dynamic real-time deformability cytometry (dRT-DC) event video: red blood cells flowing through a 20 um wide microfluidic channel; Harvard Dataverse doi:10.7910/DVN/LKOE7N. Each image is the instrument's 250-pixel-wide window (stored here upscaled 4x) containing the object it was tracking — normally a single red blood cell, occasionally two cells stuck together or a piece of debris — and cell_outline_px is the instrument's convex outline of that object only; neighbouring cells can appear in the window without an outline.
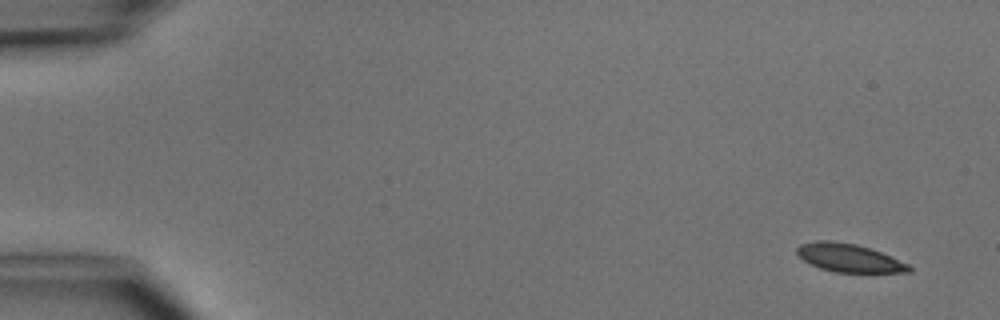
{"species": "common noctule bat (a hibernating species)", "species_latin": "Nyctalus noctula", "temperature_condition": "cold", "stored_images_in_passage": 6, "camera_frame_rate_fps": 3000, "um_per_image_px": 0.085, "animal": {"sex": "male", "body_mass_g": 15.6}, "frame": {"image": 1, "passage_image": 1, "time_ms": 0.0, "image_size_px": [1000, 320], "cell_outline_px": [[912, 272], [836, 272], [820, 268], [804, 260], [796, 252], [796, 248], [800, 244], [820, 240], [832, 240], [856, 244], [880, 252], [908, 264], [912, 268]], "centroid_in_image_um": [72.15, 21.91], "position_along_channel_um": 12.8, "area_um2": 18.15}}
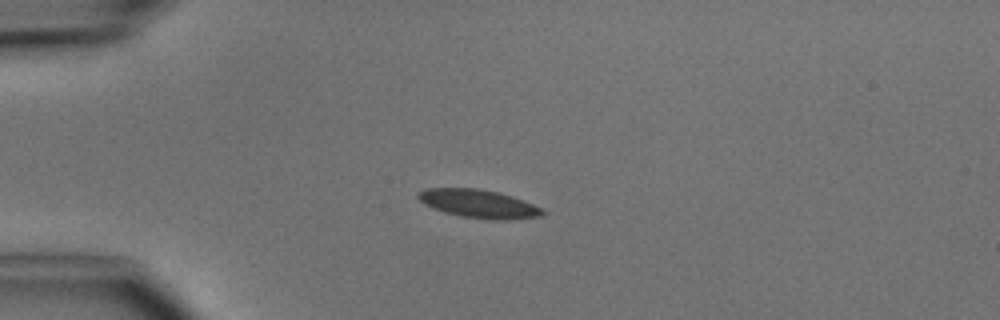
{"frame": {"image": 2, "passage_image": 4, "time_ms": 3.333, "image_size_px": [1000, 320], "cell_outline_px": [[544, 216], [508, 220], [492, 220], [460, 216], [444, 212], [432, 208], [424, 204], [416, 196], [416, 192], [428, 188], [476, 188], [496, 192], [512, 196], [532, 204], [540, 208], [544, 212]], "centroid_in_image_um": [40.65, 17.32], "position_along_channel_um": 44.4, "area_um2": 20.52}}